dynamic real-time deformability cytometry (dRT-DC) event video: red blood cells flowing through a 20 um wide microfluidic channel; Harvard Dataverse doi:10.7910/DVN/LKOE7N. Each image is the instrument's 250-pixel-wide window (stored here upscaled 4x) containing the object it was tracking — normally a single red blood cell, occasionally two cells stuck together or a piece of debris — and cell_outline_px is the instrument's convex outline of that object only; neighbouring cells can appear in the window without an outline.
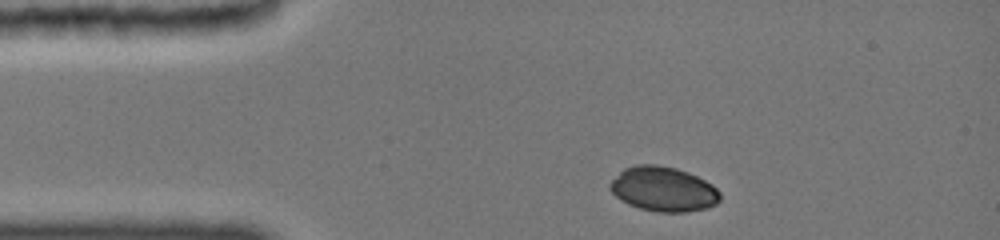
{"species": "common noctule bat (a hibernating species)", "species_latin": "Nyctalus noctula", "temperature_condition": "cold", "stored_images_in_passage": 12, "camera_frame_rate_fps": 3000, "um_per_image_px": 0.085, "animal": {"sex": "female", "body_mass_g": 19.0, "forearm_length_mm": 51.5}, "frame": {"image": 1, "passage_image": 1, "time_ms": 0.0, "image_size_px": [1000, 240], "cell_outline_px": [[720, 200], [716, 204], [704, 208], [684, 212], [656, 212], [640, 208], [628, 204], [620, 200], [608, 188], [608, 184], [624, 168], [636, 164], [656, 164], [676, 168], [688, 172], [712, 184], [720, 192]], "centroid_in_image_um": [56.36, 16.07], "position_along_channel_um": 28.6, "area_um2": 28.67}}
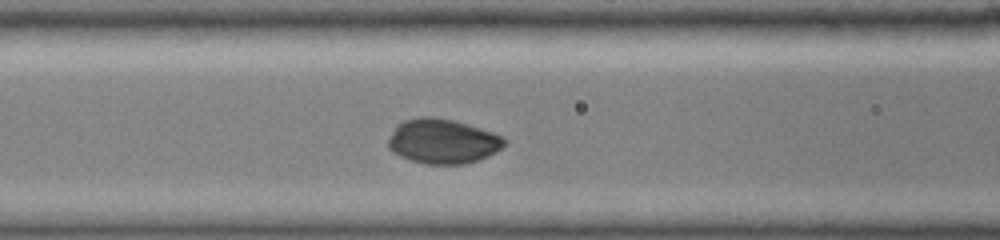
{"frame": {"image": 2, "passage_image": 9, "time_ms": 3.667, "image_size_px": [1000, 240], "cell_outline_px": [[508, 144], [496, 152], [488, 156], [464, 164], [428, 164], [412, 160], [400, 156], [392, 152], [388, 148], [388, 140], [396, 124], [404, 120], [420, 116], [432, 116], [452, 120], [480, 128], [504, 136], [508, 140]], "centroid_in_image_um": [37.64, 12.0], "position_along_channel_um": 129.0, "area_um2": 30.4}}
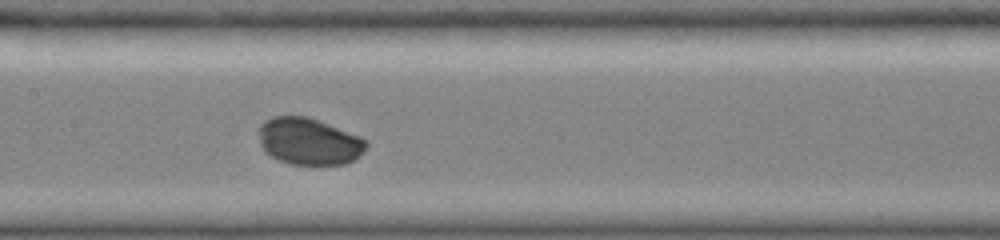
{"frame": {"image": 3, "passage_image": 12, "time_ms": 5.0, "image_size_px": [1000, 240], "cell_outline_px": [[368, 144], [360, 156], [344, 164], [292, 164], [280, 160], [264, 152], [260, 144], [260, 124], [264, 120], [272, 116], [308, 116], [360, 136], [368, 140]], "centroid_in_image_um": [26.26, 12.0], "position_along_channel_um": 181.1, "area_um2": 29.3}}